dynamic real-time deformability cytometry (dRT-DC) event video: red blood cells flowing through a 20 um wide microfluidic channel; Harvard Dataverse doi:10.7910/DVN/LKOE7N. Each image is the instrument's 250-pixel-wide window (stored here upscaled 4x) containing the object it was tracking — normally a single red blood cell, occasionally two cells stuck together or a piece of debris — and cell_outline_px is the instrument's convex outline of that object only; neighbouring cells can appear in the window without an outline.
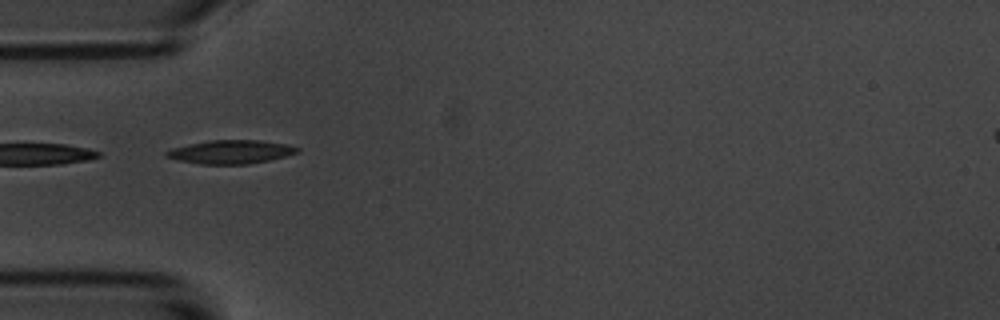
{"species": "common noctule bat (a hibernating species)", "species_latin": "Nyctalus noctula", "temperature_condition": "room temperature", "stored_images_in_passage": 19, "camera_frame_rate_fps": 3000, "um_per_image_px": 0.085, "animal": {"sex": "male", "body_mass_g": 20.1, "forearm_length_mm": 53.5}, "frame": {"image": 1, "passage_image": 1, "time_ms": 0.0, "image_size_px": [1000, 320], "cell_outline_px": [[300, 152], [268, 160], [248, 164], [200, 164], [176, 160], [164, 156], [164, 152], [172, 148], [188, 144], [208, 140], [260, 140], [288, 144], [300, 148]], "centroid_in_image_um": [19.59, 12.9], "position_along_channel_um": 65.4, "area_um2": 18.09}}
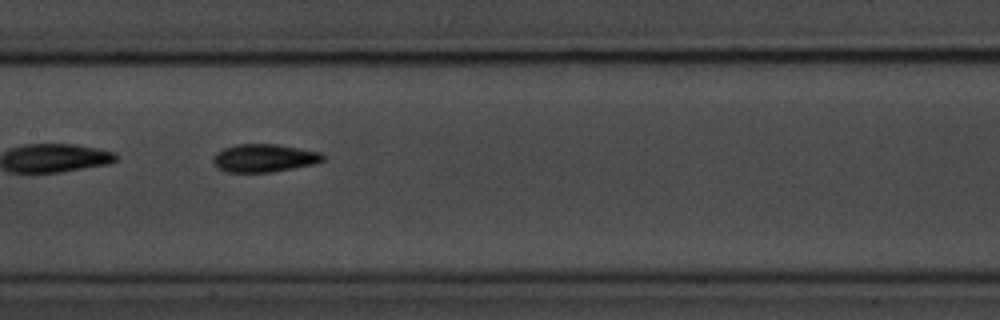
{"frame": {"image": 2, "passage_image": 11, "time_ms": 3.333, "image_size_px": [1000, 320], "cell_outline_px": [[324, 160], [316, 164], [272, 172], [224, 172], [212, 160], [212, 156], [216, 152], [224, 148], [236, 144], [276, 144], [320, 152], [324, 156]], "centroid_in_image_um": [22.45, 13.43], "position_along_channel_um": 184.9, "area_um2": 17.92}}